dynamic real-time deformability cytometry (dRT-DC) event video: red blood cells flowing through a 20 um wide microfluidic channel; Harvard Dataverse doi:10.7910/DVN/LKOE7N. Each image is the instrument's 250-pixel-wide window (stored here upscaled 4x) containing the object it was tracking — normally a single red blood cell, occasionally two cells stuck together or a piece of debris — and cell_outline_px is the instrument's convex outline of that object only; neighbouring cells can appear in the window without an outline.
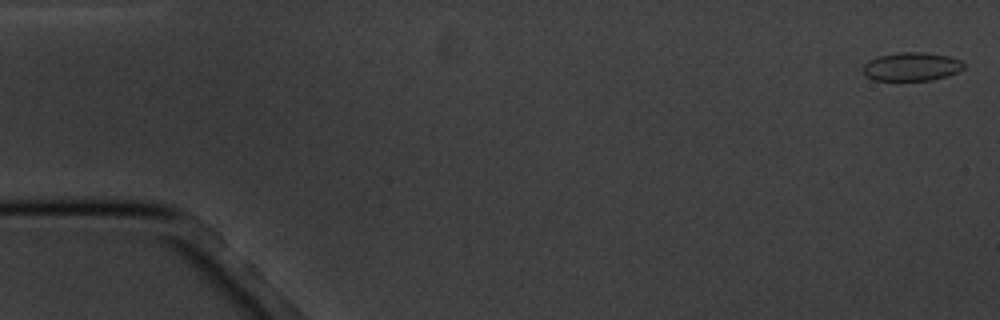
{"species": "common noctule bat (a hibernating species)", "species_latin": "Nyctalus noctula", "temperature_condition": "cold", "stored_images_in_passage": 3, "camera_frame_rate_fps": 3000, "um_per_image_px": 0.085, "animal": {"sex": "male", "body_mass_g": 20.1, "forearm_length_mm": 53.5}, "frame": {"image": 1, "passage_image": 1, "time_ms": 0.0, "image_size_px": [1000, 320], "cell_outline_px": [[964, 68], [948, 76], [932, 80], [876, 80], [868, 76], [864, 72], [864, 64], [868, 60], [876, 56], [900, 52], [924, 52], [948, 56], [960, 60], [964, 64]], "centroid_in_image_um": [77.49, 5.65], "position_along_channel_um": 7.5, "area_um2": 16.65}}